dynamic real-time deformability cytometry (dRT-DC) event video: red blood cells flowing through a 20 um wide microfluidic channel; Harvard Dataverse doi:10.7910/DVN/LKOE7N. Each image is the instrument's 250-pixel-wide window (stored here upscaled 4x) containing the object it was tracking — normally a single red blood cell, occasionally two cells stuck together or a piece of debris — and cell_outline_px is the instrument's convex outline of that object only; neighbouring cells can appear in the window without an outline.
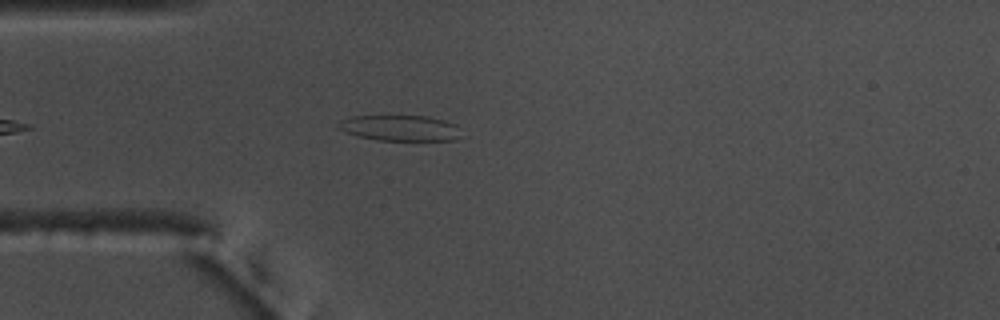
{"species": "common noctule bat (a hibernating species)", "species_latin": "Nyctalus noctula", "temperature_condition": "warm", "stored_images_in_passage": 35, "camera_frame_rate_fps": 3000, "um_per_image_px": 0.085, "animal": {"sex": "male", "body_mass_g": 17.5, "forearm_length_mm": 52.3}, "frame": {"image": 1, "passage_image": 11, "time_ms": 3.333, "image_size_px": [1000, 320], "cell_outline_px": [[460, 136], [456, 140], [376, 140], [356, 136], [336, 128], [336, 124], [340, 120], [352, 116], [428, 116], [444, 120], [456, 124]], "centroid_in_image_um": [33.96, 10.88], "position_along_channel_um": 51.0, "area_um2": 18.5}}
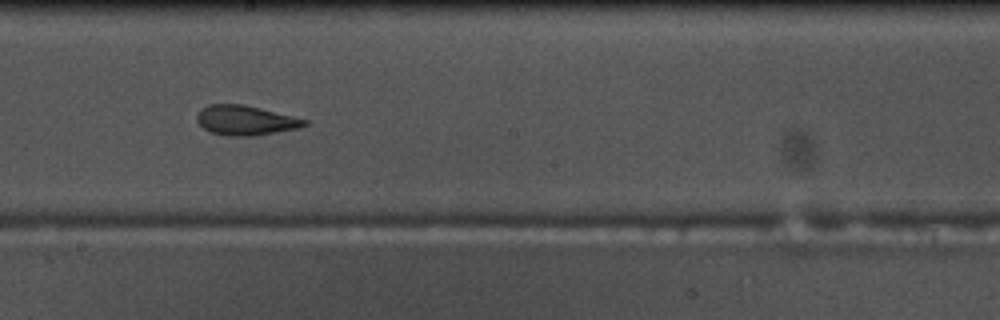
{"frame": {"image": 2, "passage_image": 26, "time_ms": 8.333, "image_size_px": [1000, 320], "cell_outline_px": [[308, 124], [296, 128], [256, 136], [228, 136], [212, 132], [204, 128], [196, 120], [196, 116], [200, 108], [208, 104], [244, 104], [308, 120]], "centroid_in_image_um": [20.83, 10.22], "position_along_channel_um": 227.4, "area_um2": 18.55}}
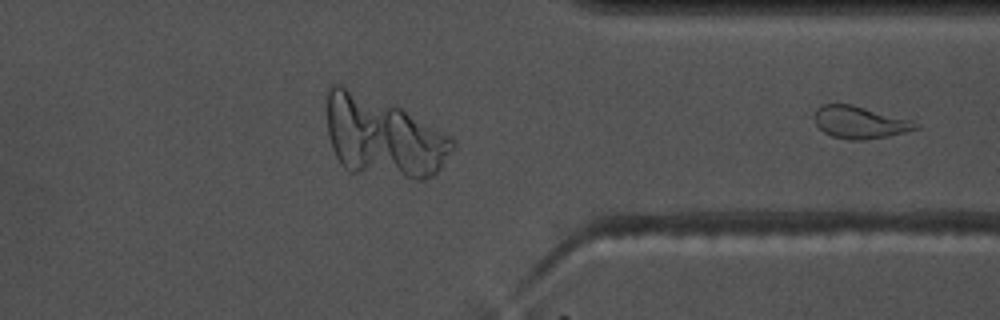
{"frame": {"image": 3, "passage_image": 35, "time_ms": 11.333, "image_size_px": [1000, 320], "cell_outline_px": [[920, 128], [888, 136], [860, 140], [852, 140], [832, 136], [824, 132], [816, 124], [812, 116], [816, 108], [824, 104], [852, 104], [912, 120], [920, 124]], "centroid_in_image_um": [73.07, 10.39], "position_along_channel_um": 338.3, "area_um2": 19.07}}